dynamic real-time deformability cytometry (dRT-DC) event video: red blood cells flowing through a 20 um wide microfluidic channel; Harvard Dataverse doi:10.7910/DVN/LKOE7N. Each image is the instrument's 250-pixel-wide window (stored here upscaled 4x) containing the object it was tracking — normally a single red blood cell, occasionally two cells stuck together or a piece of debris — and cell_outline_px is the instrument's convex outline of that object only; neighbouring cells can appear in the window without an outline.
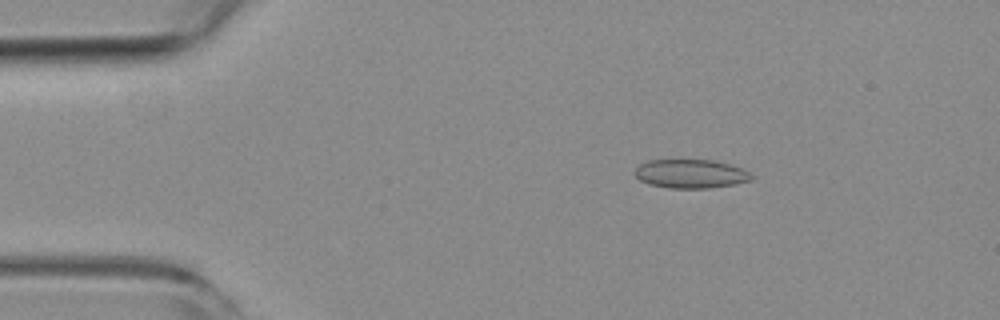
{"species": "common noctule bat (a hibernating species)", "species_latin": "Nyctalus noctula", "temperature_condition": "room temperature", "stored_images_in_passage": 53, "camera_frame_rate_fps": 3000, "um_per_image_px": 0.085, "animal": {"sex": "female", "body_mass_g": 19.3, "forearm_length_mm": 54.1}, "frame": {"image": 1, "passage_image": 9, "time_ms": 2.667, "image_size_px": [1000, 320], "cell_outline_px": [[756, 176], [752, 180], [732, 184], [708, 188], [668, 188], [648, 184], [640, 180], [636, 176], [636, 168], [640, 164], [648, 160], [712, 160], [744, 168]], "centroid_in_image_um": [58.75, 14.77], "position_along_channel_um": 26.3, "area_um2": 19.59}}
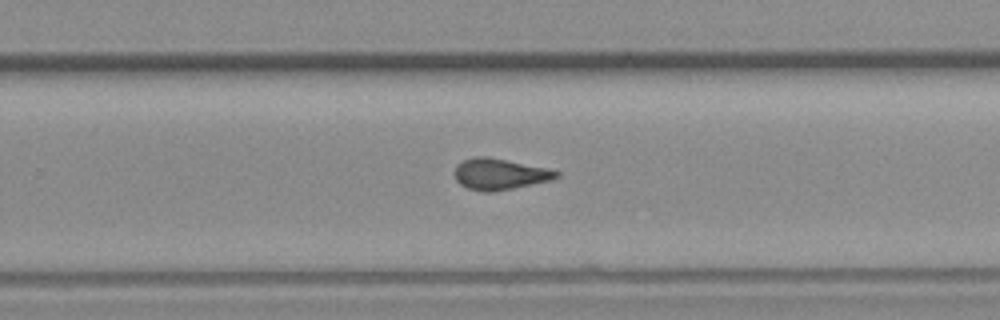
{"frame": {"image": 2, "passage_image": 34, "time_ms": 11.0, "image_size_px": [1000, 320], "cell_outline_px": [[560, 176], [552, 180], [492, 192], [484, 192], [468, 188], [460, 184], [456, 180], [456, 164], [464, 160], [476, 156], [488, 156], [548, 168], [560, 172]], "centroid_in_image_um": [42.5, 14.79], "position_along_channel_um": 287.3, "area_um2": 18.44}}
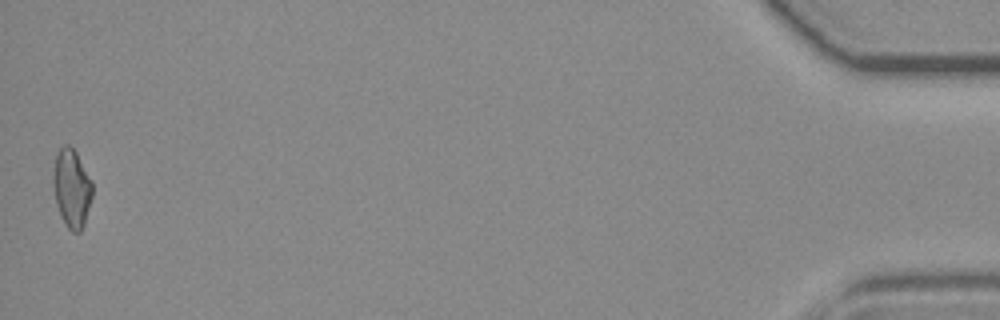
{"frame": {"image": 3, "passage_image": 53, "time_ms": 17.333, "image_size_px": [1000, 320], "cell_outline_px": [[92, 196], [84, 224], [80, 232], [72, 232], [68, 228], [60, 216], [56, 204], [52, 184], [52, 176], [56, 152], [64, 144], [68, 144], [76, 152], [92, 180]], "centroid_in_image_um": [6.07, 15.98], "position_along_channel_um": 429.1, "area_um2": 18.09}, "authors_computed_cell_mechanics": {"area_um2": 18.3804, "velocity_mm_per_s": 3.8553, "shape_relaxation_time_tau1_ms": null, "shape_relaxation_time_tau2_ms": 3.4367, "deformation_change_tau1": null, "deformation_change_tau2": 0.0801}}